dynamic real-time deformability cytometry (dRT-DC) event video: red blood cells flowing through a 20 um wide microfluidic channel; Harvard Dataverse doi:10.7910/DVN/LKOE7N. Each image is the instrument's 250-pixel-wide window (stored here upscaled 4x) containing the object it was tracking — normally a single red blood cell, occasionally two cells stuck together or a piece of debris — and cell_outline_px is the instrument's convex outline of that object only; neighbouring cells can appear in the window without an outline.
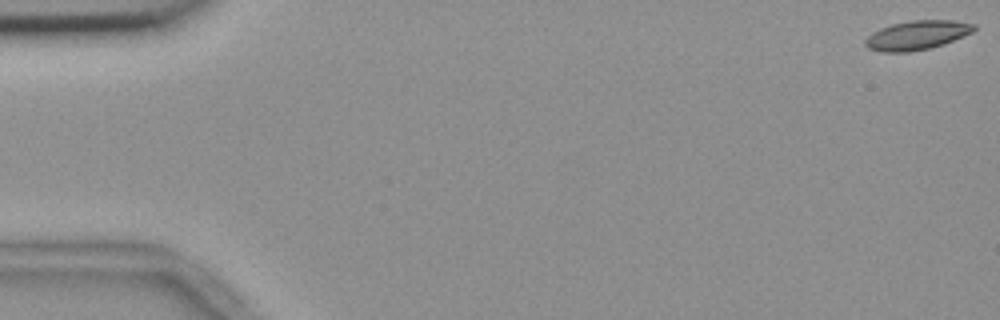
{"species": "common noctule bat (a hibernating species)", "species_latin": "Nyctalus noctula", "temperature_condition": "room temperature", "stored_images_in_passage": 56, "camera_frame_rate_fps": 3000, "um_per_image_px": 0.085, "animal": {"sex": "female", "body_mass_g": 18.4}, "frame": {"image": 1, "passage_image": 1, "time_ms": 0.0, "image_size_px": [1000, 320], "cell_outline_px": [[976, 28], [972, 32], [964, 36], [944, 44], [928, 48], [908, 52], [880, 52], [868, 48], [864, 44], [864, 40], [872, 32], [880, 28], [892, 24], [908, 20], [952, 20], [976, 24]], "centroid_in_image_um": [77.93, 2.98], "position_along_channel_um": 7.1, "area_um2": 18.55}}
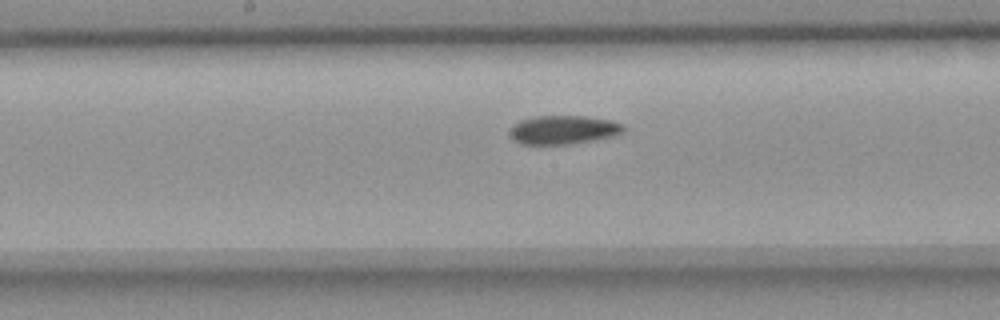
{"frame": {"image": 2, "passage_image": 29, "time_ms": 9.333, "image_size_px": [1000, 320], "cell_outline_px": [[624, 132], [612, 136], [572, 144], [520, 144], [512, 140], [512, 124], [520, 120], [536, 116], [584, 116], [608, 120], [624, 124]], "centroid_in_image_um": [47.88, 11.03], "position_along_channel_um": 200.3, "area_um2": 18.9}}
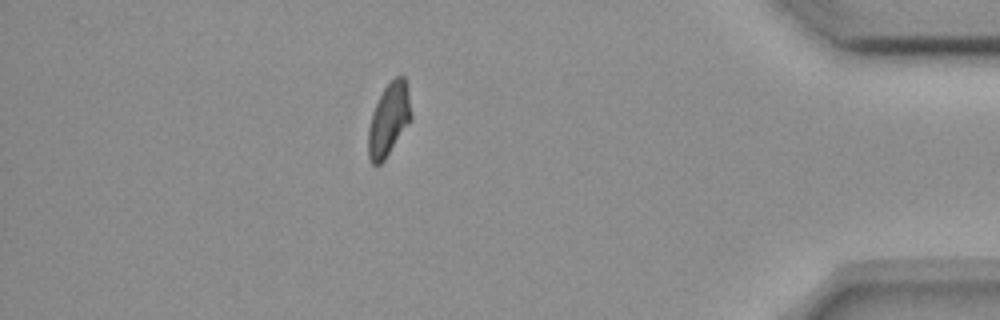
{"frame": {"image": 3, "passage_image": 49, "time_ms": 16.0, "image_size_px": [1000, 320], "cell_outline_px": [[412, 116], [408, 124], [384, 160], [380, 164], [372, 164], [368, 156], [368, 128], [372, 112], [384, 88], [396, 76], [404, 76], [408, 92]], "centroid_in_image_um": [33.03, 10.17], "position_along_channel_um": 402.2, "area_um2": 17.8}, "authors_computed_cell_mechanics": {"area_um2": 18.8428, "velocity_mm_per_s": 3.6587, "shape_relaxation_time_tau1_ms": 10.0064, "shape_relaxation_time_tau2_ms": 4.2799, "deformation_change_tau1": 0.1846, "deformation_change_tau2": 0.1003}}